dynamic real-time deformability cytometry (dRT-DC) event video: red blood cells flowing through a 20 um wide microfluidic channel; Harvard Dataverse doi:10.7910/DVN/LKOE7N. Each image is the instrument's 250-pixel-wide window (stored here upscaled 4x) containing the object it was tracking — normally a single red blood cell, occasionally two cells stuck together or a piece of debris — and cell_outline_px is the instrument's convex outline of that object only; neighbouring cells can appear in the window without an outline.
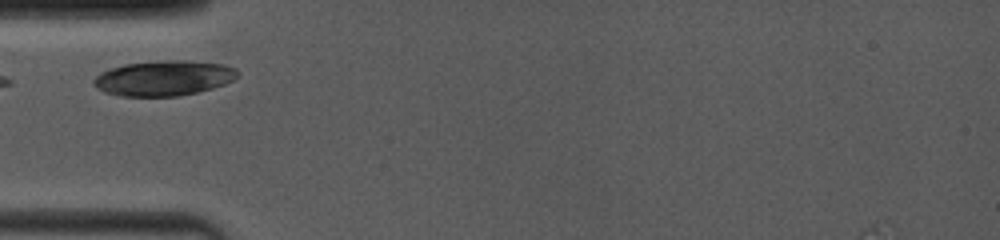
{"species": "common noctule bat (a hibernating species)", "species_latin": "Nyctalus noctula", "temperature_condition": "room temperature", "stored_images_in_passage": 22, "camera_frame_rate_fps": 4000, "um_per_image_px": 0.085, "animal": {"sex": "female", "body_mass_g": 19.0, "forearm_length_mm": 53.3}, "frame": {"image": 1, "passage_image": 1, "time_ms": 0.0, "image_size_px": [1000, 240], "cell_outline_px": [[240, 76], [224, 84], [212, 88], [180, 96], [120, 96], [104, 92], [96, 88], [92, 80], [100, 72], [124, 64], [160, 60], [184, 60], [224, 64], [236, 68], [240, 72]], "centroid_in_image_um": [13.93, 6.63], "position_along_channel_um": 71.1, "area_um2": 29.71}}